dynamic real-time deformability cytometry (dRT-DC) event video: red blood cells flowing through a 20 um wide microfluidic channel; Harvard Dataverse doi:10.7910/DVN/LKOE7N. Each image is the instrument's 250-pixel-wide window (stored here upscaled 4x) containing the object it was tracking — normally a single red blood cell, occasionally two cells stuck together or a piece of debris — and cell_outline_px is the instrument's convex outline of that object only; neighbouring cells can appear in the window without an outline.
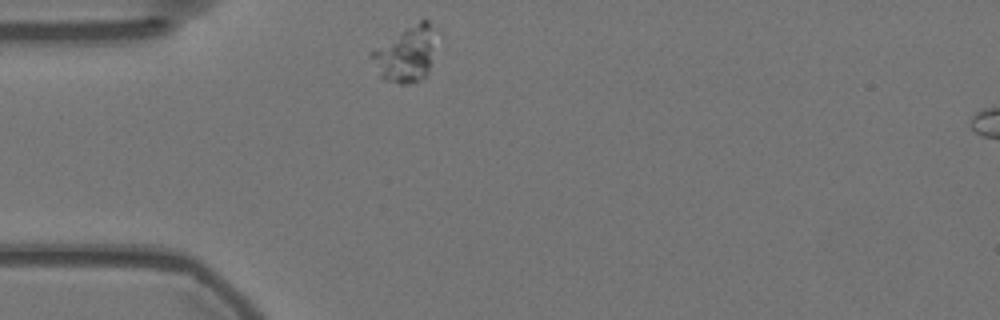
{"species": "Egyptian fruit bat (a non-hibernating species)", "species_latin": "Rousettus aegyptiacus", "temperature_condition": "warm", "stored_images_in_passage": 45, "camera_frame_rate_fps": 3000, "um_per_image_px": 0.085, "animal": {"sex": "female"}, "frame": {"image": 1, "passage_image": 1, "time_ms": 0.0, "image_size_px": [1000, 320], "cell_outline_px": [[440, 32], [428, 72], [420, 80], [408, 84], [400, 84], [384, 80], [380, 76], [368, 56], [368, 52], [404, 28], [420, 20], [428, 20]], "centroid_in_image_um": [34.54, 4.55], "position_along_channel_um": 50.5, "area_um2": 21.73}}
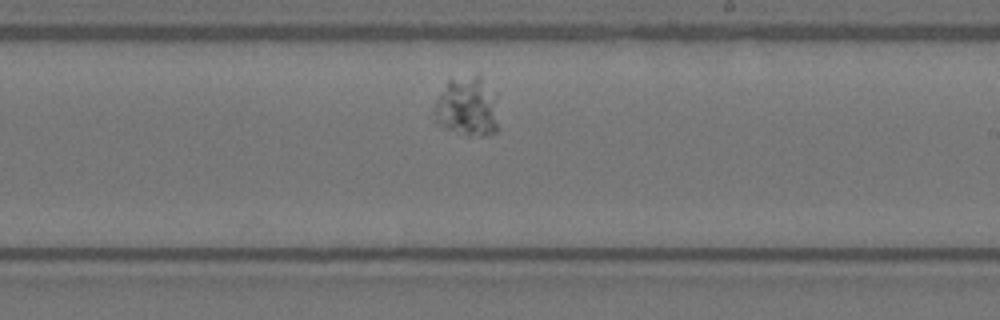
{"frame": {"image": 2, "passage_image": 20, "time_ms": 6.333, "image_size_px": [1000, 320], "cell_outline_px": [[496, 132], [484, 136], [480, 136], [448, 128], [440, 124], [436, 120], [436, 100], [448, 80], [476, 76], [480, 76], [496, 92]], "centroid_in_image_um": [39.76, 9.04], "position_along_channel_um": 249.2, "area_um2": 21.39}}
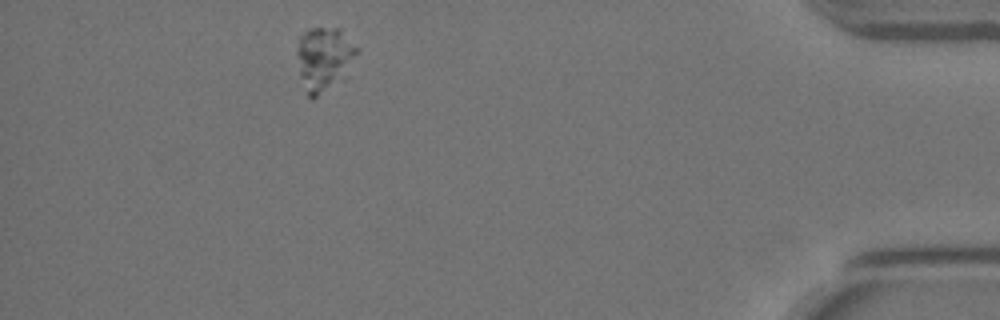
{"frame": {"image": 3, "passage_image": 39, "time_ms": 12.667, "image_size_px": [1000, 320], "cell_outline_px": [[360, 48], [316, 96], [312, 100], [308, 96], [300, 76], [296, 52], [300, 36], [308, 28], [340, 28]], "centroid_in_image_um": [27.43, 4.82], "position_along_channel_um": 407.8, "area_um2": 20.29}}